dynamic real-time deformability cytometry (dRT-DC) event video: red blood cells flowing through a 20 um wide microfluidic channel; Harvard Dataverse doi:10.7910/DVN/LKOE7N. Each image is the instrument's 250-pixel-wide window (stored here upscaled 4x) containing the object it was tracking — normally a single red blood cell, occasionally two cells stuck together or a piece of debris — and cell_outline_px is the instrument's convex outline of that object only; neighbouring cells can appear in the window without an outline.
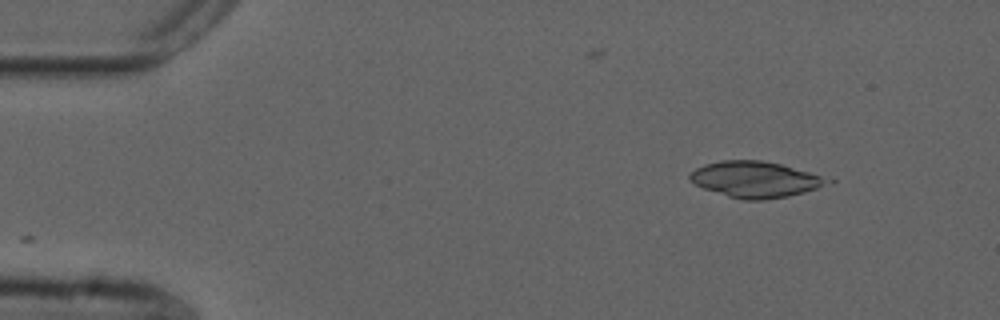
{"species": "common noctule bat (a hibernating species)", "species_latin": "Nyctalus noctula", "temperature_condition": "cold", "stored_images_in_passage": 48, "camera_frame_rate_fps": 3000, "um_per_image_px": 0.085, "animal": {"sex": "male", "forearm_length_mm": 52.5}, "frame": {"image": 1, "passage_image": 1, "time_ms": 0.0, "image_size_px": [1000, 320], "cell_outline_px": [[836, 180], [816, 188], [804, 192], [788, 196], [764, 200], [744, 200], [728, 196], [704, 188], [696, 184], [688, 176], [696, 168], [704, 164], [720, 160], [760, 160], [780, 164]], "centroid_in_image_um": [64.2, 15.25], "position_along_channel_um": 20.8, "area_um2": 28.55}}